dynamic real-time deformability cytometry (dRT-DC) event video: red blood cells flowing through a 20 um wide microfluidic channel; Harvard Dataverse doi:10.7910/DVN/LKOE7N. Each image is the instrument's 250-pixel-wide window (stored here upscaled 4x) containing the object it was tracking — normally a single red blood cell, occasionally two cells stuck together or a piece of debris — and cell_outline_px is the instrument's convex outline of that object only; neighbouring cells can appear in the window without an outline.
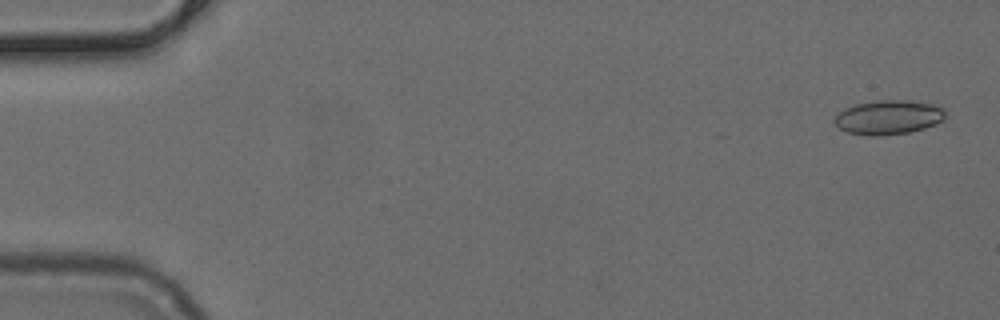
{"species": "common noctule bat (a hibernating species)", "species_latin": "Nyctalus noctula", "temperature_condition": "cold", "stored_images_in_passage": 51, "camera_frame_rate_fps": 3000, "um_per_image_px": 0.085, "animal": {"sex": "female", "body_mass_g": 24.6, "forearm_length_mm": 56.2}, "frame": {"image": 1, "passage_image": 2, "time_ms": 0.333, "image_size_px": [1000, 320], "cell_outline_px": [[944, 116], [940, 120], [924, 128], [908, 132], [880, 136], [868, 136], [848, 132], [840, 128], [832, 120], [844, 108], [856, 104], [876, 100], [908, 100], [932, 104], [944, 108]], "centroid_in_image_um": [75.47, 9.96], "position_along_channel_um": 9.5, "area_um2": 21.91}}
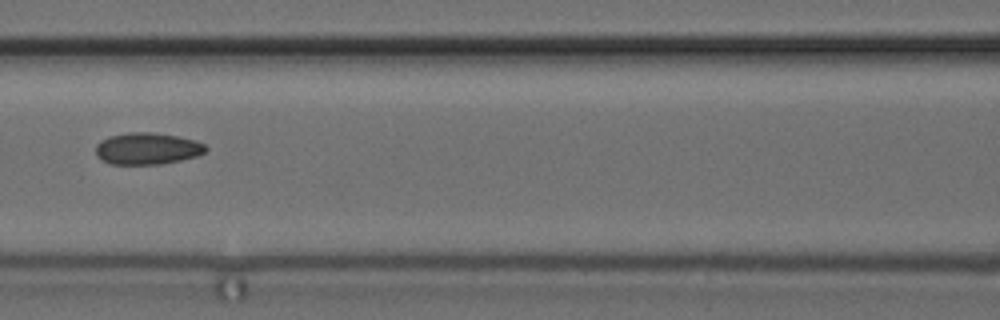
{"frame": {"image": 2, "passage_image": 23, "time_ms": 7.333, "image_size_px": [1000, 320], "cell_outline_px": [[208, 148], [204, 152], [196, 156], [180, 160], [160, 164], [112, 164], [96, 156], [96, 144], [100, 140], [108, 136], [128, 132], [152, 132], [180, 136], [196, 140], [204, 144]], "centroid_in_image_um": [12.51, 12.61], "position_along_channel_um": 154.1, "area_um2": 20.46}}
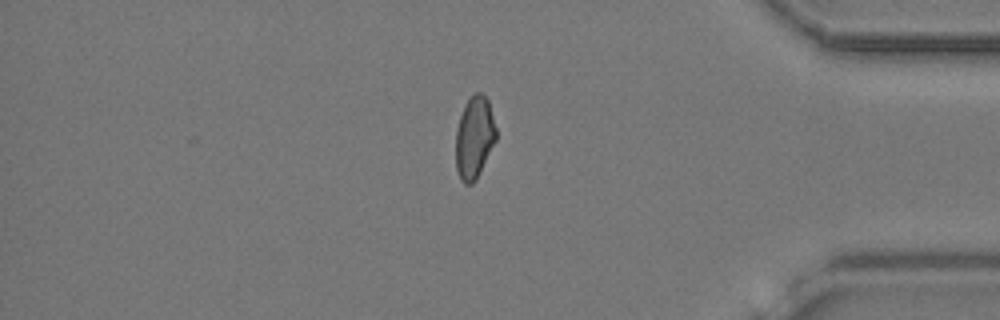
{"frame": {"image": 3, "passage_image": 43, "time_ms": 14.0, "image_size_px": [1000, 320], "cell_outline_px": [[496, 140], [476, 180], [472, 184], [464, 184], [460, 180], [456, 168], [456, 128], [464, 104], [476, 92], [480, 92], [488, 100], [496, 128]], "centroid_in_image_um": [40.31, 11.71], "position_along_channel_um": 394.9, "area_um2": 19.31}}